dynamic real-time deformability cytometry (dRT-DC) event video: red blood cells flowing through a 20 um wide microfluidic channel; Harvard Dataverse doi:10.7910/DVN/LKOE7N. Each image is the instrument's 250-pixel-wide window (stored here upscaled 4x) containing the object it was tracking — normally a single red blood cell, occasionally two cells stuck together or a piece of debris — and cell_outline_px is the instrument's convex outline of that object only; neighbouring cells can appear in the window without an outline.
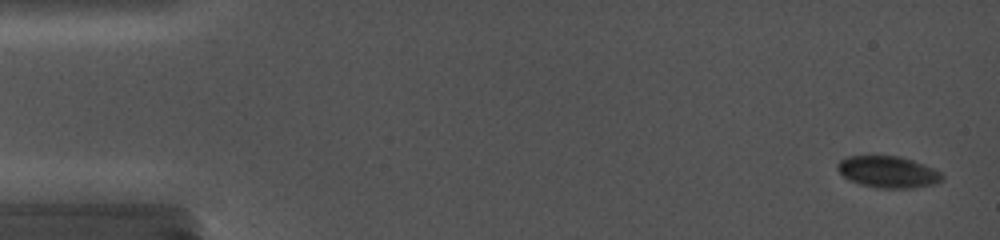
{"species": "common noctule bat (a hibernating species)", "species_latin": "Nyctalus noctula", "temperature_condition": "cold", "stored_images_in_passage": 36, "camera_frame_rate_fps": 5000, "um_per_image_px": 0.085, "animal": {"sex": "female", "body_mass_g": 19.0, "forearm_length_mm": 56.7}, "frame": {"image": 1, "passage_image": 2, "time_ms": 0.6, "image_size_px": [1000, 240], "cell_outline_px": [[944, 176], [940, 180], [932, 184], [912, 188], [876, 188], [860, 184], [848, 180], [836, 168], [836, 164], [840, 160], [848, 156], [900, 156], [912, 160], [932, 168], [940, 172]], "centroid_in_image_um": [75.43, 14.61], "position_along_channel_um": 9.6, "area_um2": 19.13}}
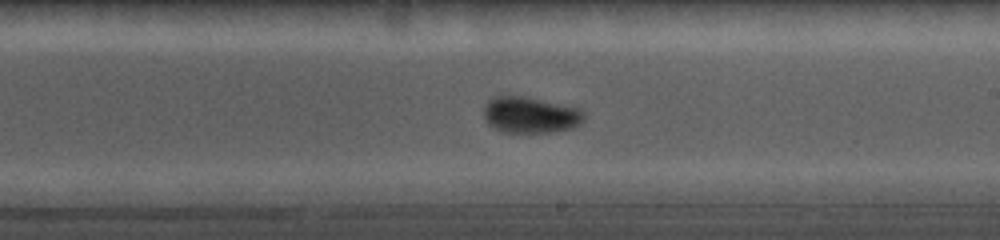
{"frame": {"image": 2, "passage_image": 21, "time_ms": 10.4, "image_size_px": [1000, 240], "cell_outline_px": [[584, 116], [572, 128], [544, 132], [504, 132], [496, 128], [484, 116], [484, 108], [488, 100], [496, 96], [528, 96], [580, 108], [584, 112]], "centroid_in_image_um": [45.08, 9.73], "position_along_channel_um": 243.9, "area_um2": 20.75}}
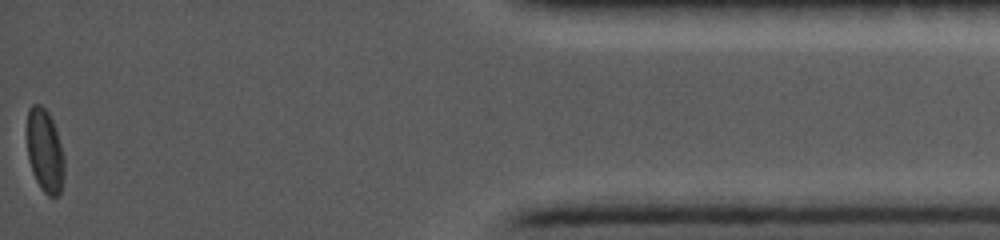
{"frame": {"image": 3, "passage_image": 36, "time_ms": 16.8, "image_size_px": [1000, 240], "cell_outline_px": [[64, 180], [60, 192], [56, 196], [48, 196], [40, 188], [32, 172], [28, 160], [28, 108], [32, 104], [40, 104], [48, 112], [52, 120], [64, 156]], "centroid_in_image_um": [3.82, 12.85], "position_along_channel_um": 431.4, "area_um2": 17.98}}